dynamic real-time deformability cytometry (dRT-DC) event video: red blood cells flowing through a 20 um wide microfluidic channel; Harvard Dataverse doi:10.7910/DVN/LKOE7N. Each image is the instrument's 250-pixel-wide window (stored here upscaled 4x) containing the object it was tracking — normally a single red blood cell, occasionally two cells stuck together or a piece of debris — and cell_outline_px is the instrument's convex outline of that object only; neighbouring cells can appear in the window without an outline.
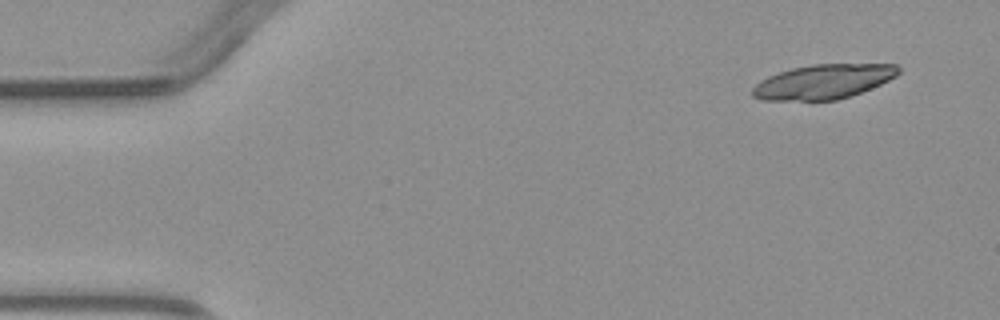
{"species": "common noctule bat (a hibernating species)", "species_latin": "Nyctalus noctula", "temperature_condition": "warm", "stored_images_in_passage": 4, "camera_frame_rate_fps": 3000, "um_per_image_px": 0.085, "animal": {"sex": "male", "body_mass_g": 23.1, "forearm_length_mm": 52.7}, "frame": {"image": 1, "passage_image": 1, "time_ms": 0.0, "image_size_px": [1000, 320], "cell_outline_px": [[900, 72], [896, 76], [880, 84], [860, 92], [836, 100], [760, 100], [752, 96], [752, 88], [760, 80], [768, 76], [792, 68], [812, 64], [896, 64], [900, 68]], "centroid_in_image_um": [69.96, 6.93], "position_along_channel_um": 15.0, "area_um2": 29.19}}